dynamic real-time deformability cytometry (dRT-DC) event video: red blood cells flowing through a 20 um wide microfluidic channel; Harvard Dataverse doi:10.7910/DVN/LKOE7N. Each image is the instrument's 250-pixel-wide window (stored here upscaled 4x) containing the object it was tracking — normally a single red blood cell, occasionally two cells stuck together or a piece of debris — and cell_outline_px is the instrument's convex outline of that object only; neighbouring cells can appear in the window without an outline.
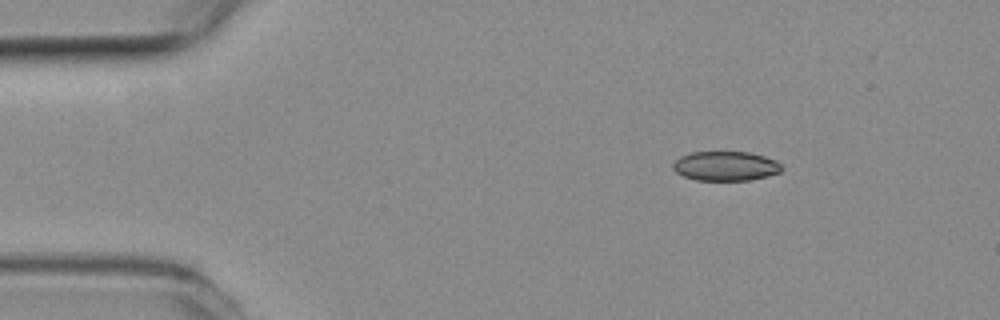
{"species": "common noctule bat (a hibernating species)", "species_latin": "Nyctalus noctula", "temperature_condition": "room temperature", "stored_images_in_passage": 2, "camera_frame_rate_fps": 3000, "um_per_image_px": 0.085, "animal": {"sex": "female", "body_mass_g": 19.3, "forearm_length_mm": 54.1}, "frame": {"image": 1, "passage_image": 2, "time_ms": 0.333, "image_size_px": [1000, 320], "cell_outline_px": [[784, 168], [780, 172], [768, 176], [748, 180], [696, 180], [684, 176], [676, 172], [672, 168], [672, 164], [680, 156], [692, 152], [748, 152], [764, 156], [776, 160]], "centroid_in_image_um": [61.68, 14.11], "position_along_channel_um": 23.3, "area_um2": 18.67}}